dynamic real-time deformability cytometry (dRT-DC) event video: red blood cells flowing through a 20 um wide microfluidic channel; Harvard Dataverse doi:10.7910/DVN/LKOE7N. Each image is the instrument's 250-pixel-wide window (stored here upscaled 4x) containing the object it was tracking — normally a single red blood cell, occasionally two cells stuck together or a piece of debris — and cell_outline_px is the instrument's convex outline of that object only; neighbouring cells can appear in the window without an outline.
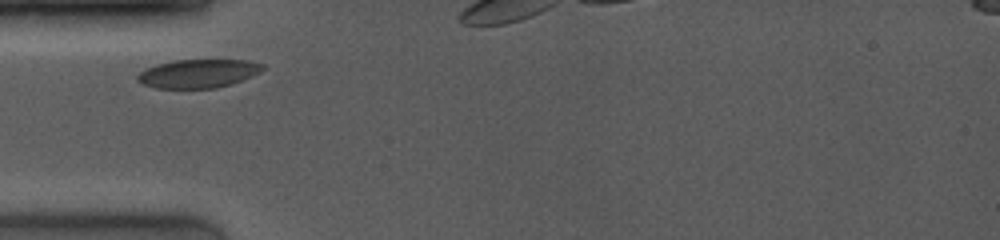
{"species": "common noctule bat (a hibernating species)", "species_latin": "Nyctalus noctula", "temperature_condition": "room temperature", "stored_images_in_passage": 2, "camera_frame_rate_fps": 4000, "um_per_image_px": 0.085, "animal": {"sex": "female", "body_mass_g": 19.0, "forearm_length_mm": 53.3}, "frame": {"image": 1, "passage_image": 1, "time_ms": 0.0, "image_size_px": [1000, 240], "cell_outline_px": [[264, 68], [260, 72], [252, 76], [232, 84], [216, 88], [156, 88], [144, 84], [136, 80], [136, 76], [144, 68], [156, 64], [176, 60], [248, 60], [264, 64]], "centroid_in_image_um": [16.84, 6.25], "position_along_channel_um": 68.2, "area_um2": 20.92}}